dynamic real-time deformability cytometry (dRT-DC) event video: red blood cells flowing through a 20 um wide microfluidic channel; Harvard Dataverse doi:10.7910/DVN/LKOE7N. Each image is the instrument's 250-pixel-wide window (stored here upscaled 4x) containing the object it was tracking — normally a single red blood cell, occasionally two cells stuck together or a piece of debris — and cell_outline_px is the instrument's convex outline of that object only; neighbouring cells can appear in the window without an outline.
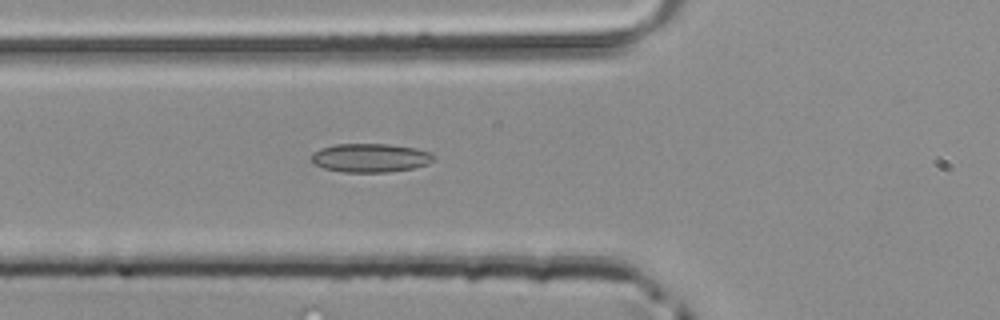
{"species": "common noctule bat (a hibernating species)", "species_latin": "Nyctalus noctula", "temperature_condition": "room temperature", "stored_images_in_passage": 42, "camera_frame_rate_fps": 3000, "um_per_image_px": 0.085, "animal": {"sex": "male", "body_mass_g": 20.4}, "frame": {"image": 1, "passage_image": 11, "time_ms": 3.333, "image_size_px": [1000, 320], "cell_outline_px": [[436, 160], [428, 164], [412, 168], [388, 172], [344, 172], [324, 168], [312, 164], [312, 152], [320, 148], [336, 144], [388, 144], [416, 148], [428, 152]], "centroid_in_image_um": [31.45, 13.42], "position_along_channel_um": 94.4, "area_um2": 20.46}}
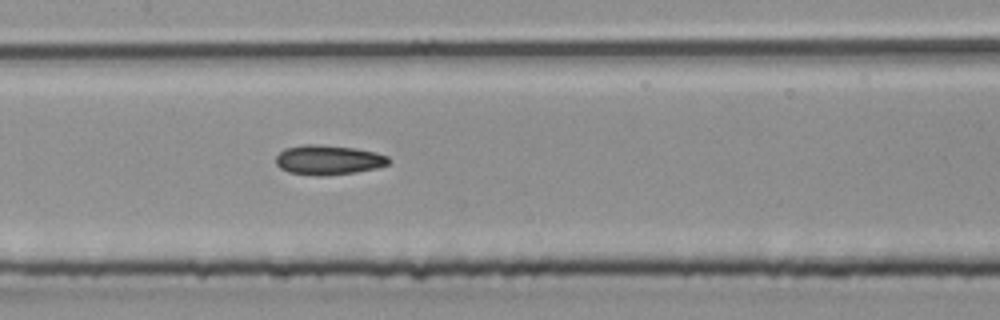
{"frame": {"image": 2, "passage_image": 17, "time_ms": 5.333, "image_size_px": [1000, 320], "cell_outline_px": [[392, 160], [388, 164], [376, 168], [356, 172], [320, 176], [316, 176], [288, 172], [280, 168], [276, 164], [276, 156], [284, 148], [304, 144], [316, 144], [356, 148], [376, 152], [388, 156]], "centroid_in_image_um": [27.91, 13.59], "position_along_channel_um": 179.5, "area_um2": 19.65}}
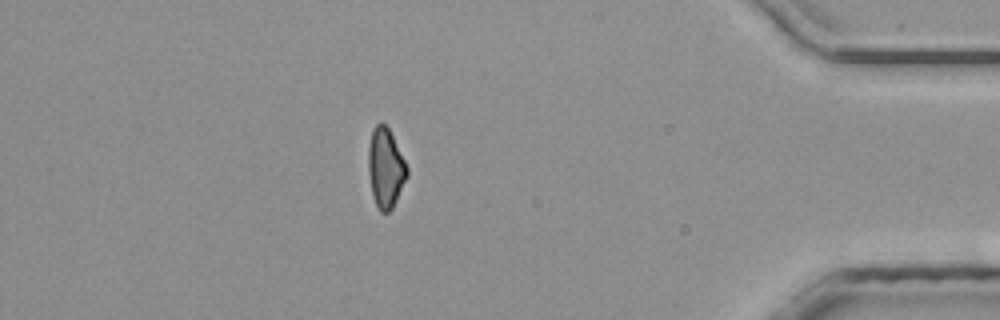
{"frame": {"image": 3, "passage_image": 36, "time_ms": 11.667, "image_size_px": [1000, 320], "cell_outline_px": [[408, 176], [392, 208], [388, 212], [380, 212], [376, 208], [372, 196], [368, 172], [368, 148], [372, 128], [380, 120], [388, 128], [408, 168]], "centroid_in_image_um": [32.74, 14.29], "position_along_channel_um": 402.5, "area_um2": 18.03}}